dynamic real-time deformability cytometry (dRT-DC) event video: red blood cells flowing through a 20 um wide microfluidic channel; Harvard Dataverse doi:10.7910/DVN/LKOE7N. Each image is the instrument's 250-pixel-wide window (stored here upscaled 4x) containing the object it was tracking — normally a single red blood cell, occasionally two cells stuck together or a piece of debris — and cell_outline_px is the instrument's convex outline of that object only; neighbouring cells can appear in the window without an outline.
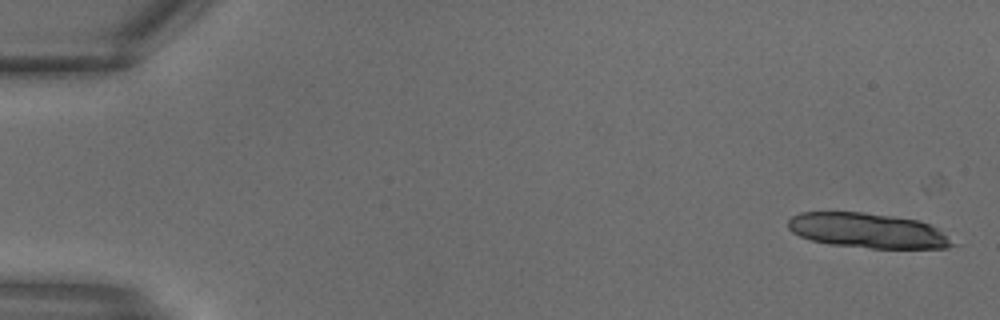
{"species": "common noctule bat (a hibernating species)", "species_latin": "Nyctalus noctula", "temperature_condition": "warm", "stored_images_in_passage": 10, "camera_frame_rate_fps": 3000, "um_per_image_px": 0.085, "animal": {"sex": "male", "body_mass_g": 18.8}, "frame": {"image": 1, "passage_image": 1, "time_ms": 0.0, "image_size_px": [1000, 320], "cell_outline_px": [[960, 244], [948, 248], [872, 248], [832, 244], [812, 240], [800, 236], [792, 232], [788, 228], [788, 220], [792, 216], [800, 212], [864, 212], [920, 220], [936, 228]], "centroid_in_image_um": [73.79, 19.6], "position_along_channel_um": 11.2, "area_um2": 33.47}}